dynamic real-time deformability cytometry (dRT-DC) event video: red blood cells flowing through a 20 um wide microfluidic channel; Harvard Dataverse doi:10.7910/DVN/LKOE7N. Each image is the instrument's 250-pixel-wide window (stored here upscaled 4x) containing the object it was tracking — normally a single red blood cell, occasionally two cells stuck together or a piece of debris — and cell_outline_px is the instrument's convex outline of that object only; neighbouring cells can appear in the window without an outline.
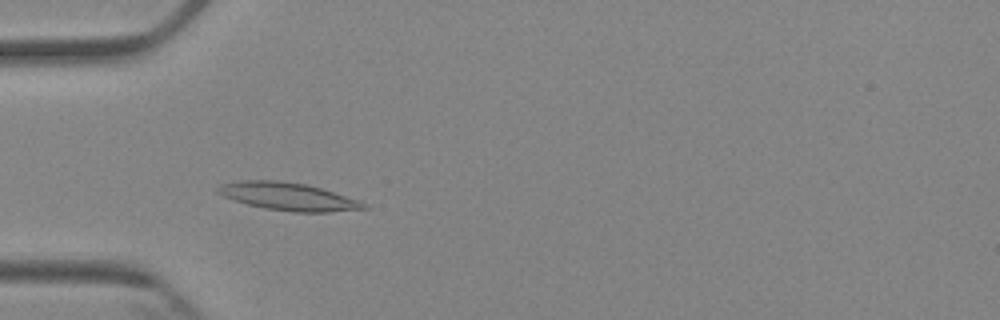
{"species": "Egyptian fruit bat (a non-hibernating species)", "species_latin": "Rousettus aegyptiacus", "temperature_condition": "cold", "stored_images_in_passage": 5, "camera_frame_rate_fps": 3000, "um_per_image_px": 0.085, "animal": {"sex": "female"}, "frame": {"image": 1, "passage_image": 5, "time_ms": 4.667, "image_size_px": [1000, 320], "cell_outline_px": [[368, 208], [328, 212], [292, 212], [264, 208], [232, 200], [216, 192], [216, 188], [220, 184], [240, 180], [276, 180], [308, 184], [360, 200], [368, 204]], "centroid_in_image_um": [24.49, 16.7], "position_along_channel_um": 60.5, "area_um2": 23.76}}